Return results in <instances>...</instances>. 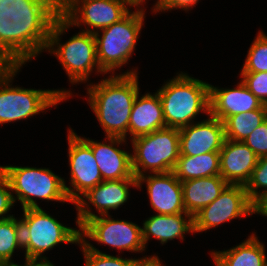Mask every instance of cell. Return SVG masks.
<instances>
[{
	"label": "cell",
	"instance_id": "obj_29",
	"mask_svg": "<svg viewBox=\"0 0 267 266\" xmlns=\"http://www.w3.org/2000/svg\"><path fill=\"white\" fill-rule=\"evenodd\" d=\"M244 187L250 201L259 194L258 190L260 188L267 191V156L258 159L257 165Z\"/></svg>",
	"mask_w": 267,
	"mask_h": 266
},
{
	"label": "cell",
	"instance_id": "obj_2",
	"mask_svg": "<svg viewBox=\"0 0 267 266\" xmlns=\"http://www.w3.org/2000/svg\"><path fill=\"white\" fill-rule=\"evenodd\" d=\"M28 60L15 44H0V124L27 119L71 96L66 90L10 87L9 83Z\"/></svg>",
	"mask_w": 267,
	"mask_h": 266
},
{
	"label": "cell",
	"instance_id": "obj_31",
	"mask_svg": "<svg viewBox=\"0 0 267 266\" xmlns=\"http://www.w3.org/2000/svg\"><path fill=\"white\" fill-rule=\"evenodd\" d=\"M259 158L267 156V119L243 141Z\"/></svg>",
	"mask_w": 267,
	"mask_h": 266
},
{
	"label": "cell",
	"instance_id": "obj_10",
	"mask_svg": "<svg viewBox=\"0 0 267 266\" xmlns=\"http://www.w3.org/2000/svg\"><path fill=\"white\" fill-rule=\"evenodd\" d=\"M52 16L53 0H0V44H16L38 21Z\"/></svg>",
	"mask_w": 267,
	"mask_h": 266
},
{
	"label": "cell",
	"instance_id": "obj_22",
	"mask_svg": "<svg viewBox=\"0 0 267 266\" xmlns=\"http://www.w3.org/2000/svg\"><path fill=\"white\" fill-rule=\"evenodd\" d=\"M129 186L138 187L137 179L103 181L82 196L94 205L100 215H108L110 209H117L127 202Z\"/></svg>",
	"mask_w": 267,
	"mask_h": 266
},
{
	"label": "cell",
	"instance_id": "obj_33",
	"mask_svg": "<svg viewBox=\"0 0 267 266\" xmlns=\"http://www.w3.org/2000/svg\"><path fill=\"white\" fill-rule=\"evenodd\" d=\"M199 0H160L156 12L157 11H166V10H171V9H176V8H181L188 10L192 6H195Z\"/></svg>",
	"mask_w": 267,
	"mask_h": 266
},
{
	"label": "cell",
	"instance_id": "obj_38",
	"mask_svg": "<svg viewBox=\"0 0 267 266\" xmlns=\"http://www.w3.org/2000/svg\"><path fill=\"white\" fill-rule=\"evenodd\" d=\"M125 3L128 5V6H132V7H140L138 5H142V3L145 1V0H124ZM160 0L157 1V3L154 5V9L153 11L156 12V9H157V6L159 4Z\"/></svg>",
	"mask_w": 267,
	"mask_h": 266
},
{
	"label": "cell",
	"instance_id": "obj_4",
	"mask_svg": "<svg viewBox=\"0 0 267 266\" xmlns=\"http://www.w3.org/2000/svg\"><path fill=\"white\" fill-rule=\"evenodd\" d=\"M166 127L181 129L203 111L209 115L210 84L183 72L157 90ZM192 121V122H191Z\"/></svg>",
	"mask_w": 267,
	"mask_h": 266
},
{
	"label": "cell",
	"instance_id": "obj_24",
	"mask_svg": "<svg viewBox=\"0 0 267 266\" xmlns=\"http://www.w3.org/2000/svg\"><path fill=\"white\" fill-rule=\"evenodd\" d=\"M172 172L181 182L220 176V153L208 152L197 156L179 155Z\"/></svg>",
	"mask_w": 267,
	"mask_h": 266
},
{
	"label": "cell",
	"instance_id": "obj_8",
	"mask_svg": "<svg viewBox=\"0 0 267 266\" xmlns=\"http://www.w3.org/2000/svg\"><path fill=\"white\" fill-rule=\"evenodd\" d=\"M131 141L134 148L132 169L136 178L149 169L153 174L173 171L180 155L179 129L166 127Z\"/></svg>",
	"mask_w": 267,
	"mask_h": 266
},
{
	"label": "cell",
	"instance_id": "obj_6",
	"mask_svg": "<svg viewBox=\"0 0 267 266\" xmlns=\"http://www.w3.org/2000/svg\"><path fill=\"white\" fill-rule=\"evenodd\" d=\"M144 9L129 12L120 21L94 33L97 60L100 68L107 72L114 71L126 64L131 57L144 20Z\"/></svg>",
	"mask_w": 267,
	"mask_h": 266
},
{
	"label": "cell",
	"instance_id": "obj_1",
	"mask_svg": "<svg viewBox=\"0 0 267 266\" xmlns=\"http://www.w3.org/2000/svg\"><path fill=\"white\" fill-rule=\"evenodd\" d=\"M70 26L62 16L40 20L15 45L29 59L49 49L60 60L73 84L87 81L95 67L97 72L105 74L97 60L94 33L83 30L65 44L59 43L60 35Z\"/></svg>",
	"mask_w": 267,
	"mask_h": 266
},
{
	"label": "cell",
	"instance_id": "obj_9",
	"mask_svg": "<svg viewBox=\"0 0 267 266\" xmlns=\"http://www.w3.org/2000/svg\"><path fill=\"white\" fill-rule=\"evenodd\" d=\"M23 212L24 218L20 223L25 258H45L42 253L61 242L79 243L80 229L64 226L41 207L26 208Z\"/></svg>",
	"mask_w": 267,
	"mask_h": 266
},
{
	"label": "cell",
	"instance_id": "obj_13",
	"mask_svg": "<svg viewBox=\"0 0 267 266\" xmlns=\"http://www.w3.org/2000/svg\"><path fill=\"white\" fill-rule=\"evenodd\" d=\"M126 6L124 0H79L62 17L71 26L82 22L92 27L85 32L95 33L124 18L130 12Z\"/></svg>",
	"mask_w": 267,
	"mask_h": 266
},
{
	"label": "cell",
	"instance_id": "obj_12",
	"mask_svg": "<svg viewBox=\"0 0 267 266\" xmlns=\"http://www.w3.org/2000/svg\"><path fill=\"white\" fill-rule=\"evenodd\" d=\"M251 214V201L243 185L229 184L209 205L193 216V231L201 232L234 218Z\"/></svg>",
	"mask_w": 267,
	"mask_h": 266
},
{
	"label": "cell",
	"instance_id": "obj_35",
	"mask_svg": "<svg viewBox=\"0 0 267 266\" xmlns=\"http://www.w3.org/2000/svg\"><path fill=\"white\" fill-rule=\"evenodd\" d=\"M77 1L79 0H53L54 16H62Z\"/></svg>",
	"mask_w": 267,
	"mask_h": 266
},
{
	"label": "cell",
	"instance_id": "obj_11",
	"mask_svg": "<svg viewBox=\"0 0 267 266\" xmlns=\"http://www.w3.org/2000/svg\"><path fill=\"white\" fill-rule=\"evenodd\" d=\"M68 131L71 187L65 185L71 203L76 204L82 195L103 182L91 146L71 129ZM75 190V191H74Z\"/></svg>",
	"mask_w": 267,
	"mask_h": 266
},
{
	"label": "cell",
	"instance_id": "obj_5",
	"mask_svg": "<svg viewBox=\"0 0 267 266\" xmlns=\"http://www.w3.org/2000/svg\"><path fill=\"white\" fill-rule=\"evenodd\" d=\"M75 205L78 211L76 223L81 230L80 237L85 236L119 250H145L141 227L137 224L111 219L109 214L98 216L91 212L89 203L83 198Z\"/></svg>",
	"mask_w": 267,
	"mask_h": 266
},
{
	"label": "cell",
	"instance_id": "obj_36",
	"mask_svg": "<svg viewBox=\"0 0 267 266\" xmlns=\"http://www.w3.org/2000/svg\"><path fill=\"white\" fill-rule=\"evenodd\" d=\"M25 265H18L17 263L13 266H54L50 261L46 258L38 259V258H25ZM39 261V262H38Z\"/></svg>",
	"mask_w": 267,
	"mask_h": 266
},
{
	"label": "cell",
	"instance_id": "obj_17",
	"mask_svg": "<svg viewBox=\"0 0 267 266\" xmlns=\"http://www.w3.org/2000/svg\"><path fill=\"white\" fill-rule=\"evenodd\" d=\"M220 153V176L232 185L249 181L259 157L243 142L225 139Z\"/></svg>",
	"mask_w": 267,
	"mask_h": 266
},
{
	"label": "cell",
	"instance_id": "obj_23",
	"mask_svg": "<svg viewBox=\"0 0 267 266\" xmlns=\"http://www.w3.org/2000/svg\"><path fill=\"white\" fill-rule=\"evenodd\" d=\"M211 255L216 266H267L264 245L254 234L236 247Z\"/></svg>",
	"mask_w": 267,
	"mask_h": 266
},
{
	"label": "cell",
	"instance_id": "obj_19",
	"mask_svg": "<svg viewBox=\"0 0 267 266\" xmlns=\"http://www.w3.org/2000/svg\"><path fill=\"white\" fill-rule=\"evenodd\" d=\"M163 128H166V123L158 92L153 95L146 93L141 98L138 92L129 121V133L132 139Z\"/></svg>",
	"mask_w": 267,
	"mask_h": 266
},
{
	"label": "cell",
	"instance_id": "obj_3",
	"mask_svg": "<svg viewBox=\"0 0 267 266\" xmlns=\"http://www.w3.org/2000/svg\"><path fill=\"white\" fill-rule=\"evenodd\" d=\"M134 70L111 76L98 84H90L89 104L107 136L126 139L131 109L139 92Z\"/></svg>",
	"mask_w": 267,
	"mask_h": 266
},
{
	"label": "cell",
	"instance_id": "obj_20",
	"mask_svg": "<svg viewBox=\"0 0 267 266\" xmlns=\"http://www.w3.org/2000/svg\"><path fill=\"white\" fill-rule=\"evenodd\" d=\"M183 215L184 218H183ZM187 217V220L185 219ZM142 240L144 246L150 239L151 235L158 239L161 244L166 243L168 240L175 238L184 239V234L193 231V217L188 213H177L170 215L157 214L154 215L143 223Z\"/></svg>",
	"mask_w": 267,
	"mask_h": 266
},
{
	"label": "cell",
	"instance_id": "obj_30",
	"mask_svg": "<svg viewBox=\"0 0 267 266\" xmlns=\"http://www.w3.org/2000/svg\"><path fill=\"white\" fill-rule=\"evenodd\" d=\"M240 76L251 93L267 105V72L241 73Z\"/></svg>",
	"mask_w": 267,
	"mask_h": 266
},
{
	"label": "cell",
	"instance_id": "obj_37",
	"mask_svg": "<svg viewBox=\"0 0 267 266\" xmlns=\"http://www.w3.org/2000/svg\"><path fill=\"white\" fill-rule=\"evenodd\" d=\"M135 266H163L158 256L145 257L137 261Z\"/></svg>",
	"mask_w": 267,
	"mask_h": 266
},
{
	"label": "cell",
	"instance_id": "obj_14",
	"mask_svg": "<svg viewBox=\"0 0 267 266\" xmlns=\"http://www.w3.org/2000/svg\"><path fill=\"white\" fill-rule=\"evenodd\" d=\"M179 129L180 155L219 152L225 140L224 123L212 117Z\"/></svg>",
	"mask_w": 267,
	"mask_h": 266
},
{
	"label": "cell",
	"instance_id": "obj_18",
	"mask_svg": "<svg viewBox=\"0 0 267 266\" xmlns=\"http://www.w3.org/2000/svg\"><path fill=\"white\" fill-rule=\"evenodd\" d=\"M262 105L242 81L234 89H218L210 85L209 114L222 122L229 116L256 110Z\"/></svg>",
	"mask_w": 267,
	"mask_h": 266
},
{
	"label": "cell",
	"instance_id": "obj_25",
	"mask_svg": "<svg viewBox=\"0 0 267 266\" xmlns=\"http://www.w3.org/2000/svg\"><path fill=\"white\" fill-rule=\"evenodd\" d=\"M267 119V105L259 109L229 116L224 123L225 139L243 142Z\"/></svg>",
	"mask_w": 267,
	"mask_h": 266
},
{
	"label": "cell",
	"instance_id": "obj_16",
	"mask_svg": "<svg viewBox=\"0 0 267 266\" xmlns=\"http://www.w3.org/2000/svg\"><path fill=\"white\" fill-rule=\"evenodd\" d=\"M106 138L110 144L83 138L91 146L103 181L137 179L133 174L132 154L114 146L125 142V138L116 136Z\"/></svg>",
	"mask_w": 267,
	"mask_h": 266
},
{
	"label": "cell",
	"instance_id": "obj_34",
	"mask_svg": "<svg viewBox=\"0 0 267 266\" xmlns=\"http://www.w3.org/2000/svg\"><path fill=\"white\" fill-rule=\"evenodd\" d=\"M267 216V191H262L251 201V214Z\"/></svg>",
	"mask_w": 267,
	"mask_h": 266
},
{
	"label": "cell",
	"instance_id": "obj_27",
	"mask_svg": "<svg viewBox=\"0 0 267 266\" xmlns=\"http://www.w3.org/2000/svg\"><path fill=\"white\" fill-rule=\"evenodd\" d=\"M80 237L78 245L85 256V266H135L140 259H126L115 257L106 253H102L92 246L88 241Z\"/></svg>",
	"mask_w": 267,
	"mask_h": 266
},
{
	"label": "cell",
	"instance_id": "obj_15",
	"mask_svg": "<svg viewBox=\"0 0 267 266\" xmlns=\"http://www.w3.org/2000/svg\"><path fill=\"white\" fill-rule=\"evenodd\" d=\"M147 183L148 196L152 208L157 214L170 215L186 213L183 203V190L181 181L173 172L142 175L137 178L138 187Z\"/></svg>",
	"mask_w": 267,
	"mask_h": 266
},
{
	"label": "cell",
	"instance_id": "obj_28",
	"mask_svg": "<svg viewBox=\"0 0 267 266\" xmlns=\"http://www.w3.org/2000/svg\"><path fill=\"white\" fill-rule=\"evenodd\" d=\"M267 72V36L259 32L249 48L241 73Z\"/></svg>",
	"mask_w": 267,
	"mask_h": 266
},
{
	"label": "cell",
	"instance_id": "obj_7",
	"mask_svg": "<svg viewBox=\"0 0 267 266\" xmlns=\"http://www.w3.org/2000/svg\"><path fill=\"white\" fill-rule=\"evenodd\" d=\"M1 173L8 179L11 191L15 192L16 200L20 201L22 208H39L33 197L70 202L65 181L48 168L0 166Z\"/></svg>",
	"mask_w": 267,
	"mask_h": 266
},
{
	"label": "cell",
	"instance_id": "obj_32",
	"mask_svg": "<svg viewBox=\"0 0 267 266\" xmlns=\"http://www.w3.org/2000/svg\"><path fill=\"white\" fill-rule=\"evenodd\" d=\"M7 189L9 191H7ZM10 190L11 186L8 179L0 171V220L13 217V215L4 217L15 203L13 199L15 196L12 192H10Z\"/></svg>",
	"mask_w": 267,
	"mask_h": 266
},
{
	"label": "cell",
	"instance_id": "obj_26",
	"mask_svg": "<svg viewBox=\"0 0 267 266\" xmlns=\"http://www.w3.org/2000/svg\"><path fill=\"white\" fill-rule=\"evenodd\" d=\"M22 248L21 223L14 217L0 220V266H13L11 257Z\"/></svg>",
	"mask_w": 267,
	"mask_h": 266
},
{
	"label": "cell",
	"instance_id": "obj_21",
	"mask_svg": "<svg viewBox=\"0 0 267 266\" xmlns=\"http://www.w3.org/2000/svg\"><path fill=\"white\" fill-rule=\"evenodd\" d=\"M181 184L185 211L192 217L213 202L229 185L221 176L202 177Z\"/></svg>",
	"mask_w": 267,
	"mask_h": 266
}]
</instances>
